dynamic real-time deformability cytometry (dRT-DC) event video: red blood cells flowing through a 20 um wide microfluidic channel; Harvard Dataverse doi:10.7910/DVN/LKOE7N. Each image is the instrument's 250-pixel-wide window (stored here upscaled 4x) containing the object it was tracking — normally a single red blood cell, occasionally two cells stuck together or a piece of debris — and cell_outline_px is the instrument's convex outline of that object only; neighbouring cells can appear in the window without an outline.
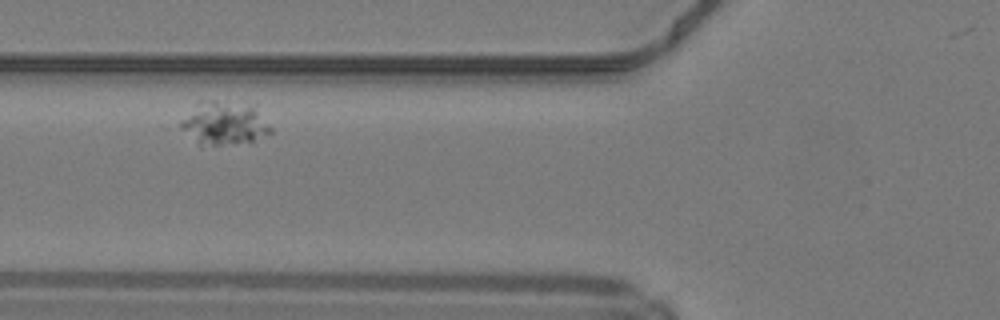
{"species": "common noctule bat (a hibernating species)", "species_latin": "Nyctalus noctula", "temperature_condition": "warm", "stored_images_in_passage": 28, "camera_frame_rate_fps": 3000, "um_per_image_px": 0.085, "animal": {"sex": "male", "body_mass_g": 19.2, "forearm_length_mm": 51.8}, "frame": {"image": 1, "passage_image": 5, "time_ms": 1.333, "image_size_px": [1000, 320], "cell_outline_px": [[272, 132], [252, 140], [200, 148], [180, 128], [180, 120], [200, 100], [212, 100], [256, 104], [272, 128]], "centroid_in_image_um": [19.04, 10.46], "position_along_channel_um": 106.8, "area_um2": 23.29}}